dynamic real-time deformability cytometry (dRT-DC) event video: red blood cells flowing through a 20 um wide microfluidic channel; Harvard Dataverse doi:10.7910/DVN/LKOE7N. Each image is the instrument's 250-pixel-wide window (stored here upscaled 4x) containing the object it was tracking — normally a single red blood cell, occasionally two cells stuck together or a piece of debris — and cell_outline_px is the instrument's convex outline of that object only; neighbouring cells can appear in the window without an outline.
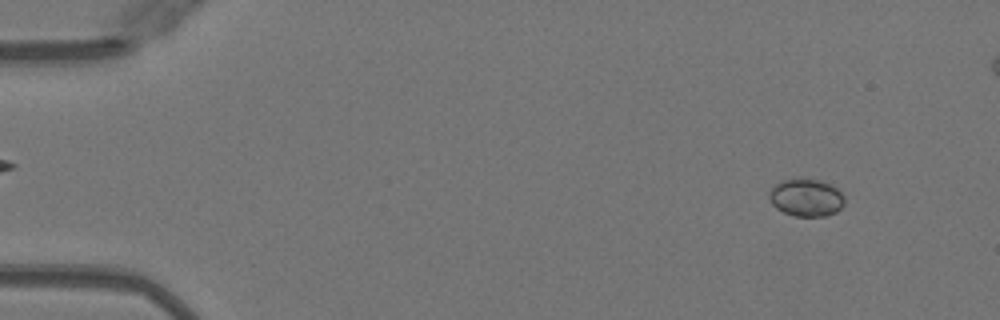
{"species": "Egyptian fruit bat (a non-hibernating species)", "species_latin": "Rousettus aegyptiacus", "temperature_condition": "warm", "stored_images_in_passage": 47, "camera_frame_rate_fps": 3000, "um_per_image_px": 0.085, "animal": {"sex": "female"}, "frame": {"image": 1, "passage_image": 1, "time_ms": 0.0, "image_size_px": [1000, 320], "cell_outline_px": [[844, 204], [836, 212], [824, 216], [796, 216], [784, 212], [776, 208], [772, 204], [768, 196], [768, 192], [776, 184], [784, 180], [796, 176], [820, 180], [832, 184], [844, 196]], "centroid_in_image_um": [68.52, 16.76], "position_along_channel_um": 16.5, "area_um2": 16.76}}
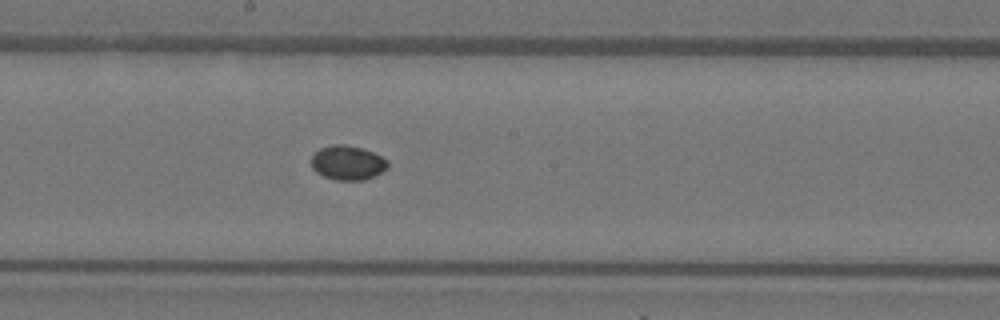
{"frame": {"image": 2, "passage_image": 24, "time_ms": 7.667, "image_size_px": [1000, 320], "cell_outline_px": [[388, 168], [364, 180], [336, 180], [324, 176], [316, 172], [312, 168], [312, 156], [320, 148], [332, 144], [344, 144], [360, 148], [372, 152], [388, 160]], "centroid_in_image_um": [29.53, 13.83], "position_along_channel_um": 218.7, "area_um2": 15.14}}
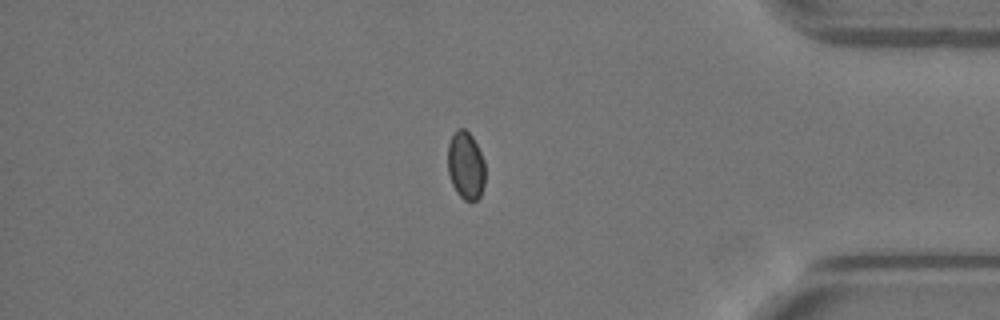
{"frame": {"image": 3, "passage_image": 39, "time_ms": 12.667, "image_size_px": [1000, 320], "cell_outline_px": [[484, 184], [480, 196], [476, 200], [464, 200], [456, 192], [452, 184], [448, 172], [448, 144], [456, 128], [464, 128], [472, 136], [484, 160]], "centroid_in_image_um": [39.58, 14.06], "position_along_channel_um": 395.6, "area_um2": 14.74}, "authors_computed_cell_mechanics": {"area_um2": 15.2014, "velocity_mm_per_s": 4.0789, "shape_relaxation_time_tau1_ms": 5.77, "shape_relaxation_time_tau2_ms": null, "deformation_change_tau1": 0.0504, "deformation_change_tau2": null}}